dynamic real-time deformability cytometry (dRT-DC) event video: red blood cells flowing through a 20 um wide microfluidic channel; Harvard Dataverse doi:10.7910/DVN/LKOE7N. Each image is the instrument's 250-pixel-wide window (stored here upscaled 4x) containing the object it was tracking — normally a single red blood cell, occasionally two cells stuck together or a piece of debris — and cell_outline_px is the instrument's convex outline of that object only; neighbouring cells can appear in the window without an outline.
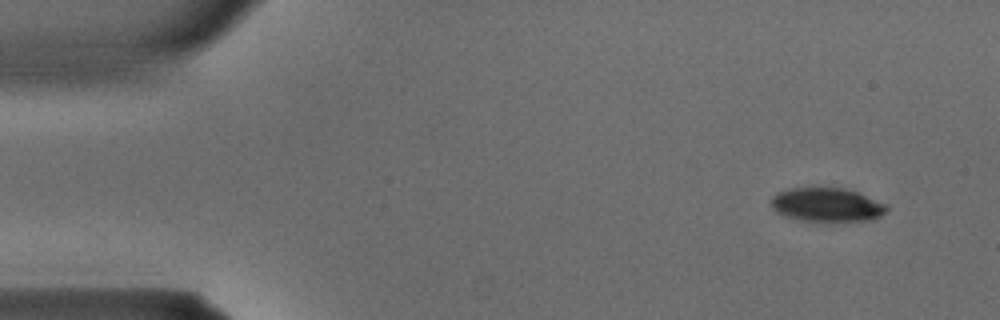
{"species": "common noctule bat (a hibernating species)", "species_latin": "Nyctalus noctula", "temperature_condition": "warm", "stored_images_in_passage": 34, "camera_frame_rate_fps": 3000, "um_per_image_px": 0.085, "animal": {"sex": "male", "body_mass_g": 15.6}, "frame": {"image": 1, "passage_image": 1, "time_ms": 0.0, "image_size_px": [1000, 320], "cell_outline_px": [[888, 208], [880, 216], [872, 220], [800, 220], [776, 212], [772, 208], [772, 196], [776, 192], [788, 188], [844, 188], [856, 192], [888, 204]], "centroid_in_image_um": [70.28, 17.38], "position_along_channel_um": 14.7, "area_um2": 22.43}}
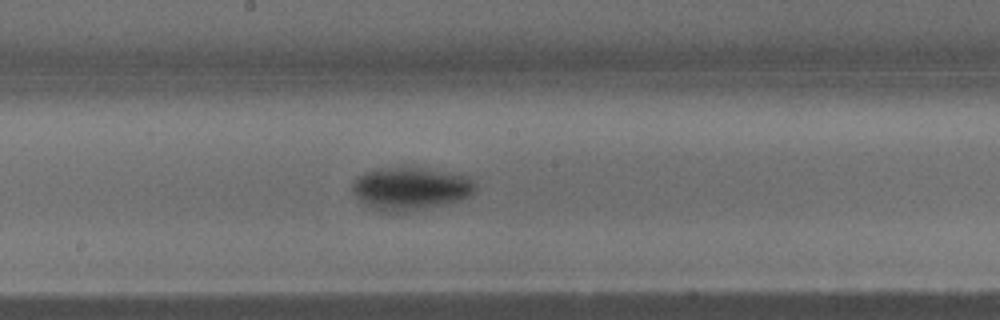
{"frame": {"image": 2, "passage_image": 17, "time_ms": 5.333, "image_size_px": [1000, 320], "cell_outline_px": [[476, 188], [468, 196], [460, 200], [412, 212], [396, 212], [376, 208], [364, 204], [356, 196], [352, 188], [352, 184], [356, 176], [364, 172], [376, 168], [424, 168], [468, 176], [476, 184]], "centroid_in_image_um": [34.89, 16.02], "position_along_channel_um": 213.3, "area_um2": 30.46}}
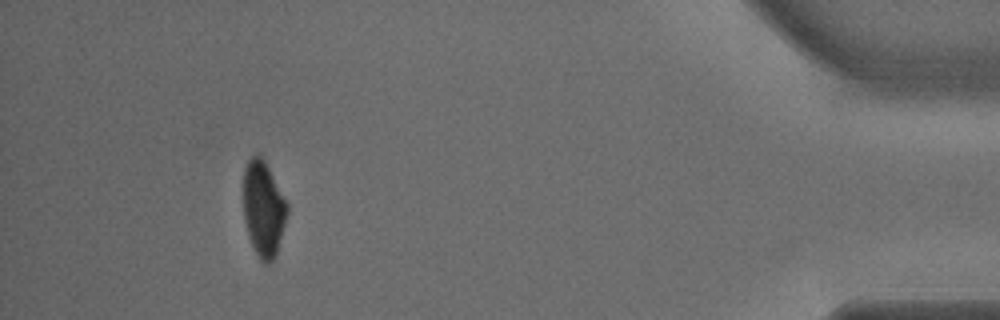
{"frame": {"image": 3, "passage_image": 31, "time_ms": 10.0, "image_size_px": [1000, 320], "cell_outline_px": [[288, 212], [276, 252], [272, 260], [268, 264], [264, 264], [260, 260], [252, 248], [248, 236], [244, 220], [244, 168], [248, 160], [256, 152], [260, 152], [288, 204]], "centroid_in_image_um": [22.37, 17.72], "position_along_channel_um": 412.8, "area_um2": 24.39}}